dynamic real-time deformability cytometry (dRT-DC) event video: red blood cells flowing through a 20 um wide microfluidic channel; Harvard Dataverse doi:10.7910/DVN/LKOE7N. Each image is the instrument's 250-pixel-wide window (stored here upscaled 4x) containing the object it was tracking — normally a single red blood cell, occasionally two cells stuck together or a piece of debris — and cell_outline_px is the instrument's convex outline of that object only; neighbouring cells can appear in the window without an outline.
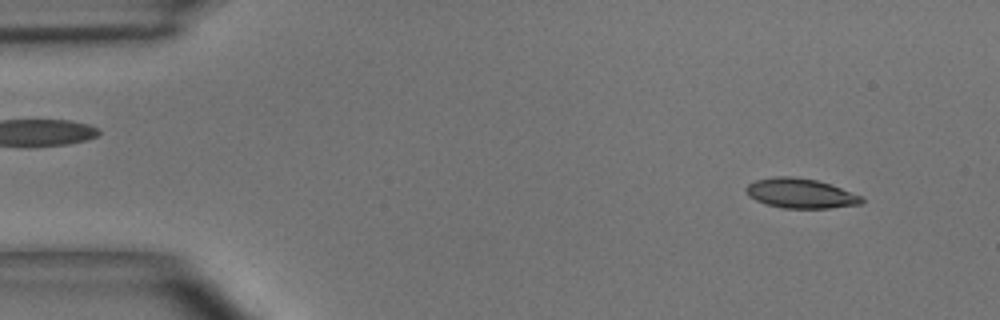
{"species": "common noctule bat (a hibernating species)", "species_latin": "Nyctalus noctula", "temperature_condition": "room temperature", "stored_images_in_passage": 48, "camera_frame_rate_fps": 3000, "um_per_image_px": 0.085, "animal": {"sex": "male", "body_mass_g": 15.6}, "frame": {"image": 1, "passage_image": 4, "time_ms": 1.0, "image_size_px": [1000, 320], "cell_outline_px": [[864, 200], [860, 204], [828, 208], [784, 208], [768, 204], [756, 200], [748, 196], [744, 188], [748, 184], [756, 180], [772, 176], [796, 176], [816, 180], [864, 196]], "centroid_in_image_um": [68.03, 16.42], "position_along_channel_um": 17.0, "area_um2": 20.0}}
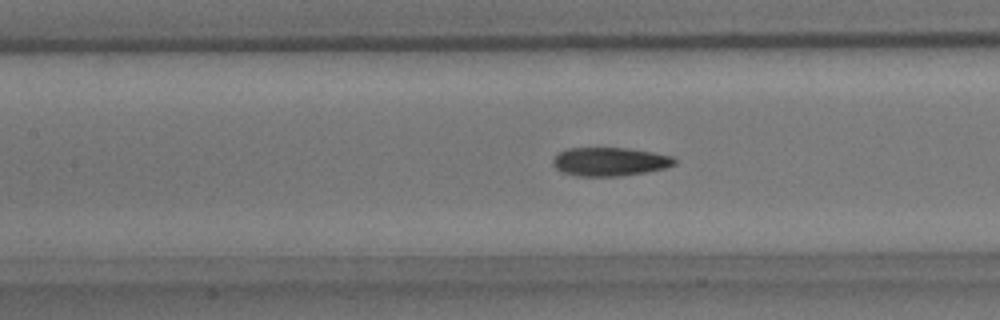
{"frame": {"image": 2, "passage_image": 21, "time_ms": 6.667, "image_size_px": [1000, 320], "cell_outline_px": [[676, 164], [664, 168], [644, 172], [620, 176], [580, 176], [564, 172], [556, 168], [552, 164], [552, 160], [560, 152], [568, 148], [628, 148], [652, 152], [672, 156], [676, 160]], "centroid_in_image_um": [51.84, 13.73], "position_along_channel_um": 155.6, "area_um2": 20.06}}
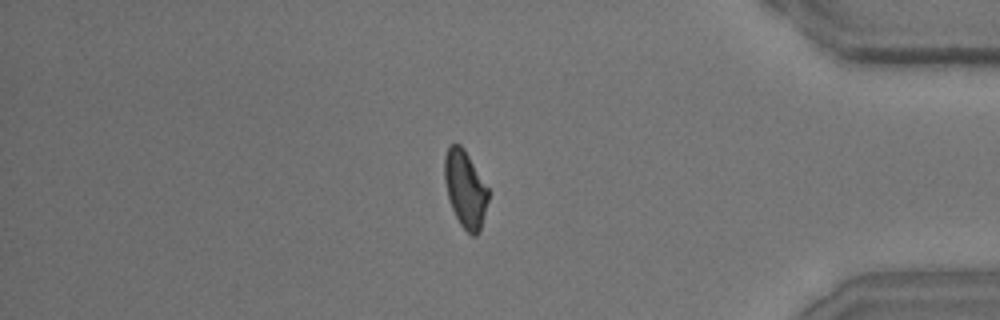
{"frame": {"image": 3, "passage_image": 41, "time_ms": 13.333, "image_size_px": [1000, 320], "cell_outline_px": [[488, 200], [480, 232], [476, 236], [472, 236], [460, 224], [452, 208], [448, 196], [444, 180], [444, 156], [448, 144], [460, 144], [464, 148], [488, 188]], "centroid_in_image_um": [39.53, 16.05], "position_along_channel_um": 395.7, "area_um2": 19.59}, "authors_computed_cell_mechanics": {"area_um2": 20.0566, "velocity_mm_per_s": 4.0707, "shape_relaxation_time_tau1_ms": 4.787, "shape_relaxation_time_tau2_ms": 2.4114, "deformation_change_tau1": 0.1735, "deformation_change_tau2": 0.0979}}